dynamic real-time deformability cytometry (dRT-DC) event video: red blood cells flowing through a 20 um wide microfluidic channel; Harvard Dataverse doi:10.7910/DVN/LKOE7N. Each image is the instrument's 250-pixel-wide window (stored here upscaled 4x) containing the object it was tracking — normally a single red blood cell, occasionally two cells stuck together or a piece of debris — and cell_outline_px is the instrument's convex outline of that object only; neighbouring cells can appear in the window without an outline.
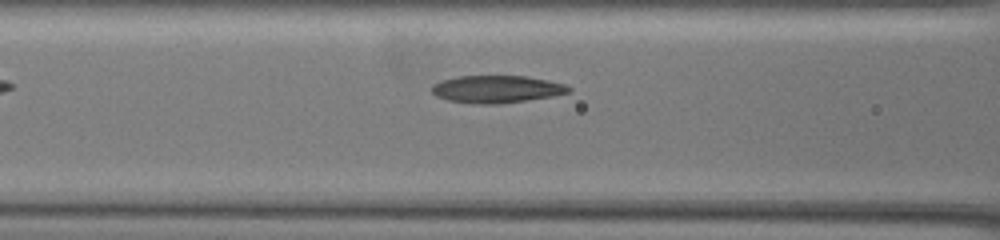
{"species": "common noctule bat (a hibernating species)", "species_latin": "Nyctalus noctula", "temperature_condition": "warm", "stored_images_in_passage": 12, "camera_frame_rate_fps": 3000, "um_per_image_px": 0.085, "animal": {"sex": "female", "body_mass_g": 19.5, "forearm_length_mm": 54.1}, "frame": {"image": 1, "passage_image": 3, "time_ms": 0.667, "image_size_px": [1000, 240], "cell_outline_px": [[572, 92], [552, 96], [500, 104], [472, 104], [448, 100], [436, 96], [432, 92], [432, 84], [440, 80], [460, 76], [528, 76], [548, 80], [564, 84], [572, 88]], "centroid_in_image_um": [42.21, 7.58], "position_along_channel_um": 124.4, "area_um2": 22.02}}
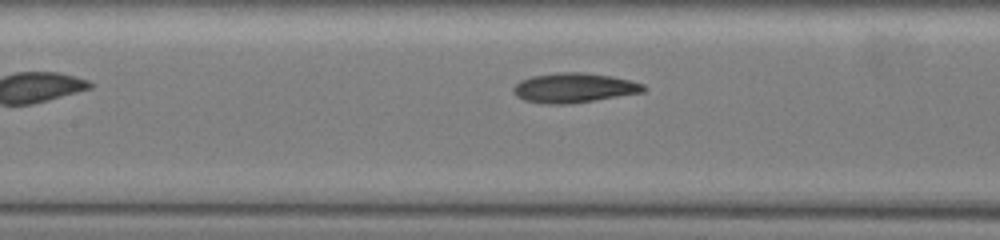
{"frame": {"image": 2, "passage_image": 6, "time_ms": 1.667, "image_size_px": [1000, 240], "cell_outline_px": [[648, 88], [644, 92], [568, 104], [544, 104], [524, 100], [516, 96], [512, 92], [512, 88], [520, 80], [532, 76], [556, 72], [584, 72], [612, 76], [644, 84]], "centroid_in_image_um": [48.76, 7.46], "position_along_channel_um": 158.6, "area_um2": 22.6}}
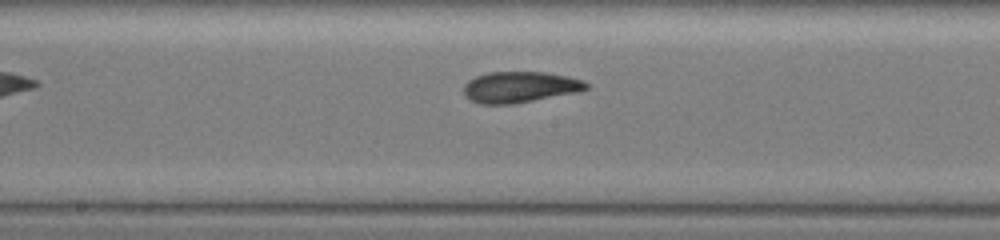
{"frame": {"image": 3, "passage_image": 10, "time_ms": 3.0, "image_size_px": [1000, 240], "cell_outline_px": [[588, 88], [580, 92], [512, 104], [480, 104], [464, 96], [464, 84], [468, 80], [476, 76], [488, 72], [544, 72], [568, 76], [584, 80], [588, 84]], "centroid_in_image_um": [44.2, 7.4], "position_along_channel_um": 204.0, "area_um2": 22.31}}